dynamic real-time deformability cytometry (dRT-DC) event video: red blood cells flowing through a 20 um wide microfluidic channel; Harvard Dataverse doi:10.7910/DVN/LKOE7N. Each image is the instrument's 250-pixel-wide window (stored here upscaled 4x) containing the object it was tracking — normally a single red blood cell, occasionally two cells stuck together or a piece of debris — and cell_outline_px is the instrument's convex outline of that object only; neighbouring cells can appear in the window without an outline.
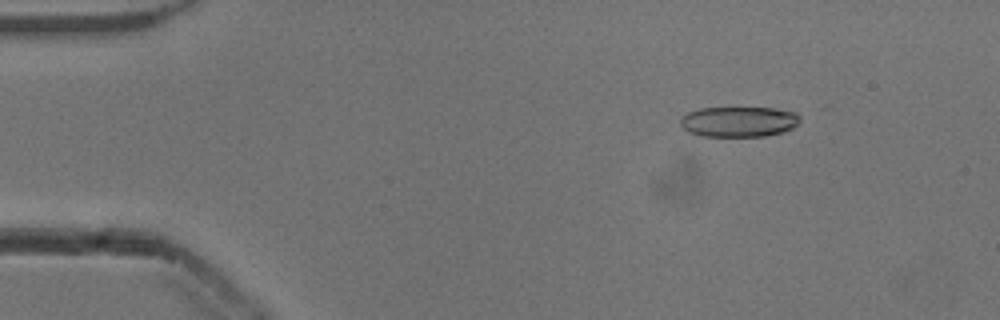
{"species": "common noctule bat (a hibernating species)", "species_latin": "Nyctalus noctula", "temperature_condition": "cold", "stored_images_in_passage": 16, "camera_frame_rate_fps": 3000, "um_per_image_px": 0.085, "animal": {"sex": "male", "body_mass_g": 13.3}, "frame": {"image": 1, "passage_image": 7, "time_ms": 2.0, "image_size_px": [1000, 320], "cell_outline_px": [[800, 120], [792, 128], [784, 132], [764, 136], [700, 136], [688, 132], [680, 124], [680, 116], [688, 112], [700, 108], [772, 108], [796, 112], [800, 116]], "centroid_in_image_um": [62.78, 10.34], "position_along_channel_um": 22.2, "area_um2": 21.27}}